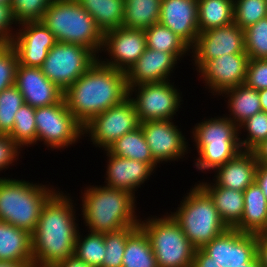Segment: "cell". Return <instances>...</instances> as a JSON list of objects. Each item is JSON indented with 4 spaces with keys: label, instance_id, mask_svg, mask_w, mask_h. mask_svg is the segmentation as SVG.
Here are the masks:
<instances>
[{
    "label": "cell",
    "instance_id": "1",
    "mask_svg": "<svg viewBox=\"0 0 267 267\" xmlns=\"http://www.w3.org/2000/svg\"><path fill=\"white\" fill-rule=\"evenodd\" d=\"M58 190L44 204L35 230L31 233L35 267H53L74 256L79 227L73 198ZM74 203V204H73Z\"/></svg>",
    "mask_w": 267,
    "mask_h": 267
},
{
    "label": "cell",
    "instance_id": "2",
    "mask_svg": "<svg viewBox=\"0 0 267 267\" xmlns=\"http://www.w3.org/2000/svg\"><path fill=\"white\" fill-rule=\"evenodd\" d=\"M127 97L126 73L99 59L63 95L68 110L83 126Z\"/></svg>",
    "mask_w": 267,
    "mask_h": 267
},
{
    "label": "cell",
    "instance_id": "3",
    "mask_svg": "<svg viewBox=\"0 0 267 267\" xmlns=\"http://www.w3.org/2000/svg\"><path fill=\"white\" fill-rule=\"evenodd\" d=\"M85 188L84 192L81 191L80 215L89 231L108 233L139 226L137 196L133 193L105 185H89Z\"/></svg>",
    "mask_w": 267,
    "mask_h": 267
},
{
    "label": "cell",
    "instance_id": "4",
    "mask_svg": "<svg viewBox=\"0 0 267 267\" xmlns=\"http://www.w3.org/2000/svg\"><path fill=\"white\" fill-rule=\"evenodd\" d=\"M0 177V221L32 233L41 210L57 191L54 186Z\"/></svg>",
    "mask_w": 267,
    "mask_h": 267
},
{
    "label": "cell",
    "instance_id": "5",
    "mask_svg": "<svg viewBox=\"0 0 267 267\" xmlns=\"http://www.w3.org/2000/svg\"><path fill=\"white\" fill-rule=\"evenodd\" d=\"M41 22L54 34L57 42L84 46L99 57L104 34L77 0H52Z\"/></svg>",
    "mask_w": 267,
    "mask_h": 267
},
{
    "label": "cell",
    "instance_id": "6",
    "mask_svg": "<svg viewBox=\"0 0 267 267\" xmlns=\"http://www.w3.org/2000/svg\"><path fill=\"white\" fill-rule=\"evenodd\" d=\"M201 121L190 132L198 155L195 168L204 173L224 165L242 149L238 126L224 114Z\"/></svg>",
    "mask_w": 267,
    "mask_h": 267
},
{
    "label": "cell",
    "instance_id": "7",
    "mask_svg": "<svg viewBox=\"0 0 267 267\" xmlns=\"http://www.w3.org/2000/svg\"><path fill=\"white\" fill-rule=\"evenodd\" d=\"M186 194L176 212L170 211V215L182 228L189 242L196 249L202 248L229 227L221 219L209 194L199 184L192 186Z\"/></svg>",
    "mask_w": 267,
    "mask_h": 267
},
{
    "label": "cell",
    "instance_id": "8",
    "mask_svg": "<svg viewBox=\"0 0 267 267\" xmlns=\"http://www.w3.org/2000/svg\"><path fill=\"white\" fill-rule=\"evenodd\" d=\"M167 214V215H165ZM141 220L139 226L147 234L158 267H192L196 248L189 242L170 213Z\"/></svg>",
    "mask_w": 267,
    "mask_h": 267
},
{
    "label": "cell",
    "instance_id": "9",
    "mask_svg": "<svg viewBox=\"0 0 267 267\" xmlns=\"http://www.w3.org/2000/svg\"><path fill=\"white\" fill-rule=\"evenodd\" d=\"M35 123L37 143L53 150H64L84 137L83 125L68 110L64 98L57 104L35 108Z\"/></svg>",
    "mask_w": 267,
    "mask_h": 267
},
{
    "label": "cell",
    "instance_id": "10",
    "mask_svg": "<svg viewBox=\"0 0 267 267\" xmlns=\"http://www.w3.org/2000/svg\"><path fill=\"white\" fill-rule=\"evenodd\" d=\"M97 60L98 56L91 49L72 43L57 42L48 52L40 68L51 82L65 91Z\"/></svg>",
    "mask_w": 267,
    "mask_h": 267
},
{
    "label": "cell",
    "instance_id": "11",
    "mask_svg": "<svg viewBox=\"0 0 267 267\" xmlns=\"http://www.w3.org/2000/svg\"><path fill=\"white\" fill-rule=\"evenodd\" d=\"M128 96L134 104L140 123L175 119L176 112L182 108V92L170 80L129 87Z\"/></svg>",
    "mask_w": 267,
    "mask_h": 267
},
{
    "label": "cell",
    "instance_id": "12",
    "mask_svg": "<svg viewBox=\"0 0 267 267\" xmlns=\"http://www.w3.org/2000/svg\"><path fill=\"white\" fill-rule=\"evenodd\" d=\"M139 126L137 112L128 96L121 103L93 117L83 126V135H89V141L104 151L115 140Z\"/></svg>",
    "mask_w": 267,
    "mask_h": 267
},
{
    "label": "cell",
    "instance_id": "13",
    "mask_svg": "<svg viewBox=\"0 0 267 267\" xmlns=\"http://www.w3.org/2000/svg\"><path fill=\"white\" fill-rule=\"evenodd\" d=\"M245 52L244 30L235 22L199 33L191 47L193 64L198 71L207 61L224 54Z\"/></svg>",
    "mask_w": 267,
    "mask_h": 267
},
{
    "label": "cell",
    "instance_id": "14",
    "mask_svg": "<svg viewBox=\"0 0 267 267\" xmlns=\"http://www.w3.org/2000/svg\"><path fill=\"white\" fill-rule=\"evenodd\" d=\"M173 120L144 121L140 123L151 154L158 164L168 163L169 161L178 162L190 151L188 147L190 144L186 141V135H183L182 130L174 124Z\"/></svg>",
    "mask_w": 267,
    "mask_h": 267
},
{
    "label": "cell",
    "instance_id": "15",
    "mask_svg": "<svg viewBox=\"0 0 267 267\" xmlns=\"http://www.w3.org/2000/svg\"><path fill=\"white\" fill-rule=\"evenodd\" d=\"M145 49L144 30L118 27L104 33L101 53L107 51L109 59L101 55L98 59L106 66L127 73Z\"/></svg>",
    "mask_w": 267,
    "mask_h": 267
},
{
    "label": "cell",
    "instance_id": "16",
    "mask_svg": "<svg viewBox=\"0 0 267 267\" xmlns=\"http://www.w3.org/2000/svg\"><path fill=\"white\" fill-rule=\"evenodd\" d=\"M201 249L221 267H240L257 257L256 234L229 228Z\"/></svg>",
    "mask_w": 267,
    "mask_h": 267
},
{
    "label": "cell",
    "instance_id": "17",
    "mask_svg": "<svg viewBox=\"0 0 267 267\" xmlns=\"http://www.w3.org/2000/svg\"><path fill=\"white\" fill-rule=\"evenodd\" d=\"M17 27L10 45L16 52L18 64L41 67L48 52L57 43L54 34L41 21L24 22Z\"/></svg>",
    "mask_w": 267,
    "mask_h": 267
},
{
    "label": "cell",
    "instance_id": "18",
    "mask_svg": "<svg viewBox=\"0 0 267 267\" xmlns=\"http://www.w3.org/2000/svg\"><path fill=\"white\" fill-rule=\"evenodd\" d=\"M249 56L246 53L224 54L207 61L198 71L205 88L217 97L228 89L245 84Z\"/></svg>",
    "mask_w": 267,
    "mask_h": 267
},
{
    "label": "cell",
    "instance_id": "19",
    "mask_svg": "<svg viewBox=\"0 0 267 267\" xmlns=\"http://www.w3.org/2000/svg\"><path fill=\"white\" fill-rule=\"evenodd\" d=\"M15 86L33 108L50 106L63 99L64 91L51 82L40 67L17 66Z\"/></svg>",
    "mask_w": 267,
    "mask_h": 267
},
{
    "label": "cell",
    "instance_id": "20",
    "mask_svg": "<svg viewBox=\"0 0 267 267\" xmlns=\"http://www.w3.org/2000/svg\"><path fill=\"white\" fill-rule=\"evenodd\" d=\"M159 23L192 47L199 35L198 0H161Z\"/></svg>",
    "mask_w": 267,
    "mask_h": 267
},
{
    "label": "cell",
    "instance_id": "21",
    "mask_svg": "<svg viewBox=\"0 0 267 267\" xmlns=\"http://www.w3.org/2000/svg\"><path fill=\"white\" fill-rule=\"evenodd\" d=\"M179 60L172 54L146 47L126 73L127 87L170 80Z\"/></svg>",
    "mask_w": 267,
    "mask_h": 267
},
{
    "label": "cell",
    "instance_id": "22",
    "mask_svg": "<svg viewBox=\"0 0 267 267\" xmlns=\"http://www.w3.org/2000/svg\"><path fill=\"white\" fill-rule=\"evenodd\" d=\"M104 153L107 156L104 185L107 187L123 189L135 195L138 188L155 172L148 163L115 156L107 150Z\"/></svg>",
    "mask_w": 267,
    "mask_h": 267
},
{
    "label": "cell",
    "instance_id": "23",
    "mask_svg": "<svg viewBox=\"0 0 267 267\" xmlns=\"http://www.w3.org/2000/svg\"><path fill=\"white\" fill-rule=\"evenodd\" d=\"M258 162L253 151L242 150L213 172L216 185L243 192L255 182Z\"/></svg>",
    "mask_w": 267,
    "mask_h": 267
},
{
    "label": "cell",
    "instance_id": "24",
    "mask_svg": "<svg viewBox=\"0 0 267 267\" xmlns=\"http://www.w3.org/2000/svg\"><path fill=\"white\" fill-rule=\"evenodd\" d=\"M244 211L241 220L233 227L243 233L267 232V198L254 182L243 191Z\"/></svg>",
    "mask_w": 267,
    "mask_h": 267
},
{
    "label": "cell",
    "instance_id": "25",
    "mask_svg": "<svg viewBox=\"0 0 267 267\" xmlns=\"http://www.w3.org/2000/svg\"><path fill=\"white\" fill-rule=\"evenodd\" d=\"M0 261H33L31 233L0 221Z\"/></svg>",
    "mask_w": 267,
    "mask_h": 267
},
{
    "label": "cell",
    "instance_id": "26",
    "mask_svg": "<svg viewBox=\"0 0 267 267\" xmlns=\"http://www.w3.org/2000/svg\"><path fill=\"white\" fill-rule=\"evenodd\" d=\"M198 182L213 200L221 219L229 228H233L243 215V192L218 186L213 181H210L211 183L207 181Z\"/></svg>",
    "mask_w": 267,
    "mask_h": 267
},
{
    "label": "cell",
    "instance_id": "27",
    "mask_svg": "<svg viewBox=\"0 0 267 267\" xmlns=\"http://www.w3.org/2000/svg\"><path fill=\"white\" fill-rule=\"evenodd\" d=\"M221 95L226 99L228 98L226 102L229 114H226V117L238 127L254 114L262 111L259 91L248 87L246 84L228 89Z\"/></svg>",
    "mask_w": 267,
    "mask_h": 267
},
{
    "label": "cell",
    "instance_id": "28",
    "mask_svg": "<svg viewBox=\"0 0 267 267\" xmlns=\"http://www.w3.org/2000/svg\"><path fill=\"white\" fill-rule=\"evenodd\" d=\"M94 19L104 34L123 27L124 0H77Z\"/></svg>",
    "mask_w": 267,
    "mask_h": 267
},
{
    "label": "cell",
    "instance_id": "29",
    "mask_svg": "<svg viewBox=\"0 0 267 267\" xmlns=\"http://www.w3.org/2000/svg\"><path fill=\"white\" fill-rule=\"evenodd\" d=\"M107 151L115 156L148 163L154 170L159 165L151 154L140 126L115 140Z\"/></svg>",
    "mask_w": 267,
    "mask_h": 267
},
{
    "label": "cell",
    "instance_id": "30",
    "mask_svg": "<svg viewBox=\"0 0 267 267\" xmlns=\"http://www.w3.org/2000/svg\"><path fill=\"white\" fill-rule=\"evenodd\" d=\"M161 0H124L123 27L146 30L159 22Z\"/></svg>",
    "mask_w": 267,
    "mask_h": 267
},
{
    "label": "cell",
    "instance_id": "31",
    "mask_svg": "<svg viewBox=\"0 0 267 267\" xmlns=\"http://www.w3.org/2000/svg\"><path fill=\"white\" fill-rule=\"evenodd\" d=\"M122 267H158L150 240L140 226L127 237Z\"/></svg>",
    "mask_w": 267,
    "mask_h": 267
},
{
    "label": "cell",
    "instance_id": "32",
    "mask_svg": "<svg viewBox=\"0 0 267 267\" xmlns=\"http://www.w3.org/2000/svg\"><path fill=\"white\" fill-rule=\"evenodd\" d=\"M146 47L157 51L172 53L179 61L191 53V47L169 28L156 23L146 30ZM182 58V59H181Z\"/></svg>",
    "mask_w": 267,
    "mask_h": 267
},
{
    "label": "cell",
    "instance_id": "33",
    "mask_svg": "<svg viewBox=\"0 0 267 267\" xmlns=\"http://www.w3.org/2000/svg\"><path fill=\"white\" fill-rule=\"evenodd\" d=\"M234 22L233 0H198L199 33Z\"/></svg>",
    "mask_w": 267,
    "mask_h": 267
},
{
    "label": "cell",
    "instance_id": "34",
    "mask_svg": "<svg viewBox=\"0 0 267 267\" xmlns=\"http://www.w3.org/2000/svg\"><path fill=\"white\" fill-rule=\"evenodd\" d=\"M104 233L92 232L83 236L81 231H78L74 256L87 263L92 267H101L105 255Z\"/></svg>",
    "mask_w": 267,
    "mask_h": 267
},
{
    "label": "cell",
    "instance_id": "35",
    "mask_svg": "<svg viewBox=\"0 0 267 267\" xmlns=\"http://www.w3.org/2000/svg\"><path fill=\"white\" fill-rule=\"evenodd\" d=\"M12 131L8 134L21 149L37 144V130L35 123V108L24 103L15 114ZM31 145V146H30Z\"/></svg>",
    "mask_w": 267,
    "mask_h": 267
},
{
    "label": "cell",
    "instance_id": "36",
    "mask_svg": "<svg viewBox=\"0 0 267 267\" xmlns=\"http://www.w3.org/2000/svg\"><path fill=\"white\" fill-rule=\"evenodd\" d=\"M24 103V98L15 85L0 92V134L8 135L12 131L15 114Z\"/></svg>",
    "mask_w": 267,
    "mask_h": 267
},
{
    "label": "cell",
    "instance_id": "37",
    "mask_svg": "<svg viewBox=\"0 0 267 267\" xmlns=\"http://www.w3.org/2000/svg\"><path fill=\"white\" fill-rule=\"evenodd\" d=\"M137 227H127L114 232L104 233L105 255L101 267H122L127 237Z\"/></svg>",
    "mask_w": 267,
    "mask_h": 267
},
{
    "label": "cell",
    "instance_id": "38",
    "mask_svg": "<svg viewBox=\"0 0 267 267\" xmlns=\"http://www.w3.org/2000/svg\"><path fill=\"white\" fill-rule=\"evenodd\" d=\"M239 134L248 132L243 138L239 135V144L242 150L252 151L267 138V112H259L243 122L239 127ZM243 139V140H242Z\"/></svg>",
    "mask_w": 267,
    "mask_h": 267
},
{
    "label": "cell",
    "instance_id": "39",
    "mask_svg": "<svg viewBox=\"0 0 267 267\" xmlns=\"http://www.w3.org/2000/svg\"><path fill=\"white\" fill-rule=\"evenodd\" d=\"M234 22L245 30L267 17L266 0H233Z\"/></svg>",
    "mask_w": 267,
    "mask_h": 267
},
{
    "label": "cell",
    "instance_id": "40",
    "mask_svg": "<svg viewBox=\"0 0 267 267\" xmlns=\"http://www.w3.org/2000/svg\"><path fill=\"white\" fill-rule=\"evenodd\" d=\"M244 40L249 59H267V17L246 28Z\"/></svg>",
    "mask_w": 267,
    "mask_h": 267
},
{
    "label": "cell",
    "instance_id": "41",
    "mask_svg": "<svg viewBox=\"0 0 267 267\" xmlns=\"http://www.w3.org/2000/svg\"><path fill=\"white\" fill-rule=\"evenodd\" d=\"M52 0H12L11 9L15 22L41 21Z\"/></svg>",
    "mask_w": 267,
    "mask_h": 267
},
{
    "label": "cell",
    "instance_id": "42",
    "mask_svg": "<svg viewBox=\"0 0 267 267\" xmlns=\"http://www.w3.org/2000/svg\"><path fill=\"white\" fill-rule=\"evenodd\" d=\"M17 55L10 44H0V92L15 85Z\"/></svg>",
    "mask_w": 267,
    "mask_h": 267
},
{
    "label": "cell",
    "instance_id": "43",
    "mask_svg": "<svg viewBox=\"0 0 267 267\" xmlns=\"http://www.w3.org/2000/svg\"><path fill=\"white\" fill-rule=\"evenodd\" d=\"M245 84L257 91L267 89V59H249Z\"/></svg>",
    "mask_w": 267,
    "mask_h": 267
},
{
    "label": "cell",
    "instance_id": "44",
    "mask_svg": "<svg viewBox=\"0 0 267 267\" xmlns=\"http://www.w3.org/2000/svg\"><path fill=\"white\" fill-rule=\"evenodd\" d=\"M22 152L14 141L6 134H0V171L8 170L18 161L19 154Z\"/></svg>",
    "mask_w": 267,
    "mask_h": 267
},
{
    "label": "cell",
    "instance_id": "45",
    "mask_svg": "<svg viewBox=\"0 0 267 267\" xmlns=\"http://www.w3.org/2000/svg\"><path fill=\"white\" fill-rule=\"evenodd\" d=\"M13 24L17 26L11 4H0V44H10L17 31Z\"/></svg>",
    "mask_w": 267,
    "mask_h": 267
},
{
    "label": "cell",
    "instance_id": "46",
    "mask_svg": "<svg viewBox=\"0 0 267 267\" xmlns=\"http://www.w3.org/2000/svg\"><path fill=\"white\" fill-rule=\"evenodd\" d=\"M257 257L262 267H267V232L256 234Z\"/></svg>",
    "mask_w": 267,
    "mask_h": 267
},
{
    "label": "cell",
    "instance_id": "47",
    "mask_svg": "<svg viewBox=\"0 0 267 267\" xmlns=\"http://www.w3.org/2000/svg\"><path fill=\"white\" fill-rule=\"evenodd\" d=\"M192 267H221L201 248L195 250Z\"/></svg>",
    "mask_w": 267,
    "mask_h": 267
},
{
    "label": "cell",
    "instance_id": "48",
    "mask_svg": "<svg viewBox=\"0 0 267 267\" xmlns=\"http://www.w3.org/2000/svg\"><path fill=\"white\" fill-rule=\"evenodd\" d=\"M255 182L261 188L263 194L267 198V166L264 164H259L256 170Z\"/></svg>",
    "mask_w": 267,
    "mask_h": 267
},
{
    "label": "cell",
    "instance_id": "49",
    "mask_svg": "<svg viewBox=\"0 0 267 267\" xmlns=\"http://www.w3.org/2000/svg\"><path fill=\"white\" fill-rule=\"evenodd\" d=\"M255 158L259 164H264L267 166V138L262 141L253 150Z\"/></svg>",
    "mask_w": 267,
    "mask_h": 267
},
{
    "label": "cell",
    "instance_id": "50",
    "mask_svg": "<svg viewBox=\"0 0 267 267\" xmlns=\"http://www.w3.org/2000/svg\"><path fill=\"white\" fill-rule=\"evenodd\" d=\"M53 267H92L75 256L68 257L64 261L55 264Z\"/></svg>",
    "mask_w": 267,
    "mask_h": 267
},
{
    "label": "cell",
    "instance_id": "51",
    "mask_svg": "<svg viewBox=\"0 0 267 267\" xmlns=\"http://www.w3.org/2000/svg\"><path fill=\"white\" fill-rule=\"evenodd\" d=\"M0 267H35L33 261L15 263L10 261H0Z\"/></svg>",
    "mask_w": 267,
    "mask_h": 267
},
{
    "label": "cell",
    "instance_id": "52",
    "mask_svg": "<svg viewBox=\"0 0 267 267\" xmlns=\"http://www.w3.org/2000/svg\"><path fill=\"white\" fill-rule=\"evenodd\" d=\"M260 104L263 112H267V89L259 91Z\"/></svg>",
    "mask_w": 267,
    "mask_h": 267
},
{
    "label": "cell",
    "instance_id": "53",
    "mask_svg": "<svg viewBox=\"0 0 267 267\" xmlns=\"http://www.w3.org/2000/svg\"><path fill=\"white\" fill-rule=\"evenodd\" d=\"M240 267H262L258 257H256L251 263L241 265Z\"/></svg>",
    "mask_w": 267,
    "mask_h": 267
},
{
    "label": "cell",
    "instance_id": "54",
    "mask_svg": "<svg viewBox=\"0 0 267 267\" xmlns=\"http://www.w3.org/2000/svg\"><path fill=\"white\" fill-rule=\"evenodd\" d=\"M12 0H0V4H11Z\"/></svg>",
    "mask_w": 267,
    "mask_h": 267
}]
</instances>
